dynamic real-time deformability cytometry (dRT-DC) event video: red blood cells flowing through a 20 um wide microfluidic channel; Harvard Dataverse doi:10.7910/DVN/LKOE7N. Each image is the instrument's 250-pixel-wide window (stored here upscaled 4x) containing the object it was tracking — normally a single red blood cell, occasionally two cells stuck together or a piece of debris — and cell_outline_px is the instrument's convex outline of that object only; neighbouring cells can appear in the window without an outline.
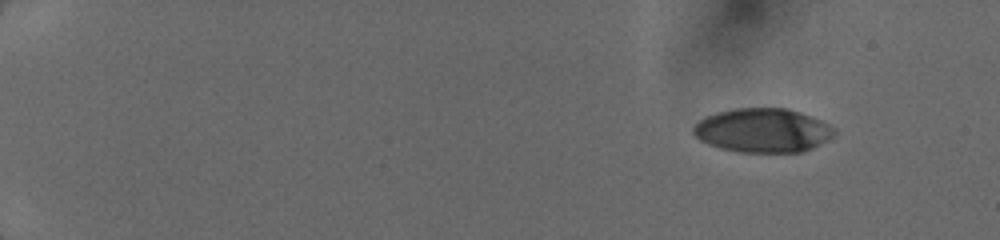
{"species": "human", "species_latin": "Homo sapiens", "temperature_condition": "cold", "stored_images_in_passage": 33, "camera_frame_rate_fps": 3000, "um_per_image_px": 0.085, "donor": {"sex": "female"}, "frame": {"image": 1, "passage_image": 1, "time_ms": 0.0, "image_size_px": [1000, 240], "cell_outline_px": [[836, 132], [832, 136], [800, 152], [740, 152], [720, 148], [708, 144], [700, 140], [692, 132], [692, 128], [704, 116], [716, 112], [736, 108], [788, 108], [812, 116], [836, 128]], "centroid_in_image_um": [64.79, 11.06], "position_along_channel_um": 20.2, "area_um2": 35.95}}
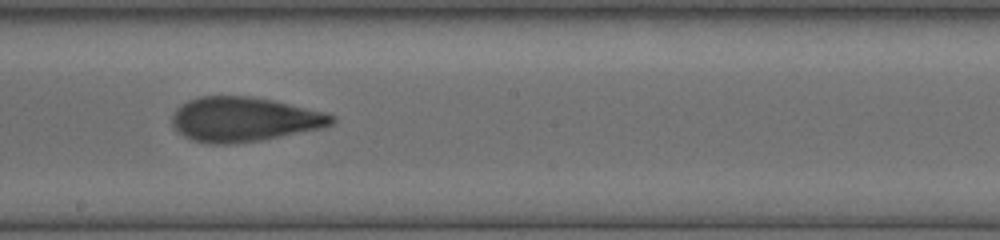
{"frame": {"image": 2, "passage_image": 18, "time_ms": 8.667, "image_size_px": [1000, 240], "cell_outline_px": [[336, 120], [332, 124], [320, 128], [260, 140], [232, 144], [208, 144], [192, 140], [184, 136], [172, 128], [172, 116], [176, 108], [180, 104], [188, 100], [200, 96], [252, 96], [272, 100], [328, 112], [336, 116]], "centroid_in_image_um": [20.72, 10.14], "position_along_channel_um": 227.5, "area_um2": 41.67}}
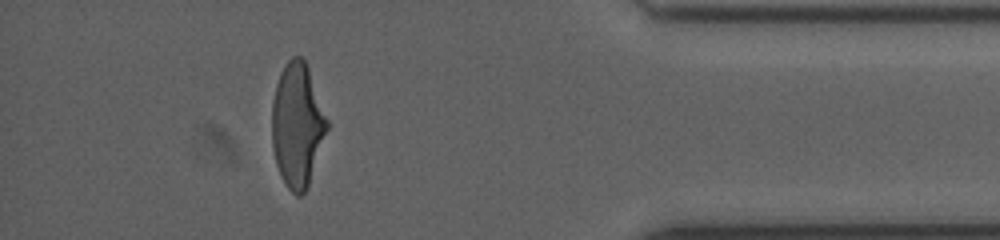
{"frame": {"image": 3, "passage_image": 30, "time_ms": 13.667, "image_size_px": [1000, 240], "cell_outline_px": [[328, 128], [308, 188], [300, 196], [296, 196], [288, 188], [276, 164], [272, 144], [272, 100], [276, 84], [280, 72], [284, 64], [292, 56], [300, 56], [304, 60], [308, 68], [328, 120]], "centroid_in_image_um": [25.27, 10.63], "position_along_channel_um": 409.9, "area_um2": 39.71}}